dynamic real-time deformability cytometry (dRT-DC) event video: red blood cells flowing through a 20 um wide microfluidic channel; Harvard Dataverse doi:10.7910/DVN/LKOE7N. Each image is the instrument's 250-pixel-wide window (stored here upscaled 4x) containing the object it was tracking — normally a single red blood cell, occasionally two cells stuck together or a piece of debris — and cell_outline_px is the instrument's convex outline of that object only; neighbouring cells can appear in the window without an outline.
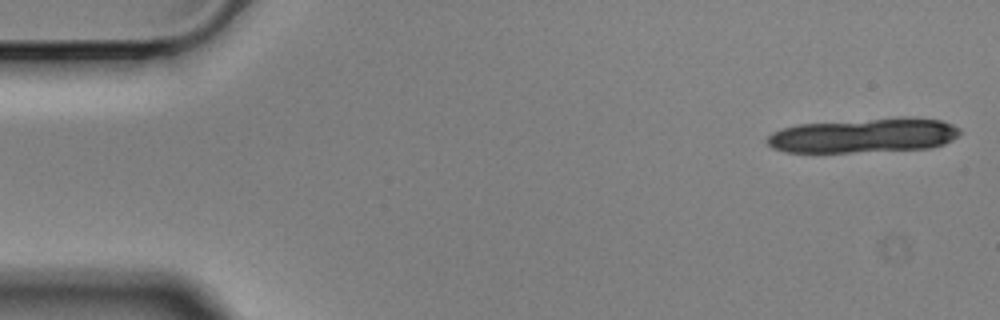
{"species": "Egyptian fruit bat (a non-hibernating species)", "species_latin": "Rousettus aegyptiacus", "temperature_condition": "cold", "stored_images_in_passage": 20, "camera_frame_rate_fps": 3000, "um_per_image_px": 0.085, "animal": {"sex": "male"}, "frame": {"image": 1, "passage_image": 2, "time_ms": 0.333, "image_size_px": [1000, 320], "cell_outline_px": [[960, 132], [952, 140], [944, 144], [932, 148], [852, 152], [784, 152], [772, 148], [768, 144], [768, 136], [772, 132], [784, 128], [800, 124], [872, 120], [940, 120], [952, 124], [960, 128]], "centroid_in_image_um": [73.37, 11.57], "position_along_channel_um": 11.6, "area_um2": 37.34}}
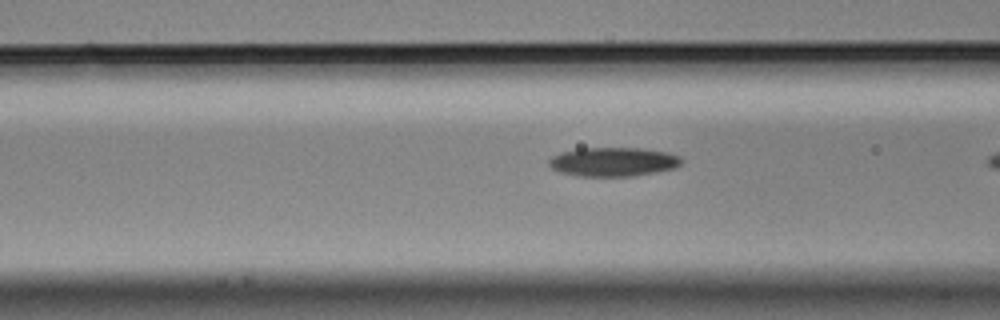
{"frame": {"image": 2, "passage_image": 19, "time_ms": 6.0, "image_size_px": [1000, 320], "cell_outline_px": [[680, 164], [676, 168], [636, 176], [576, 176], [560, 172], [552, 168], [548, 164], [548, 160], [552, 156], [564, 152], [580, 148], [636, 148], [664, 152], [680, 156]], "centroid_in_image_um": [52.1, 13.77], "position_along_channel_um": 114.5, "area_um2": 22.25}}